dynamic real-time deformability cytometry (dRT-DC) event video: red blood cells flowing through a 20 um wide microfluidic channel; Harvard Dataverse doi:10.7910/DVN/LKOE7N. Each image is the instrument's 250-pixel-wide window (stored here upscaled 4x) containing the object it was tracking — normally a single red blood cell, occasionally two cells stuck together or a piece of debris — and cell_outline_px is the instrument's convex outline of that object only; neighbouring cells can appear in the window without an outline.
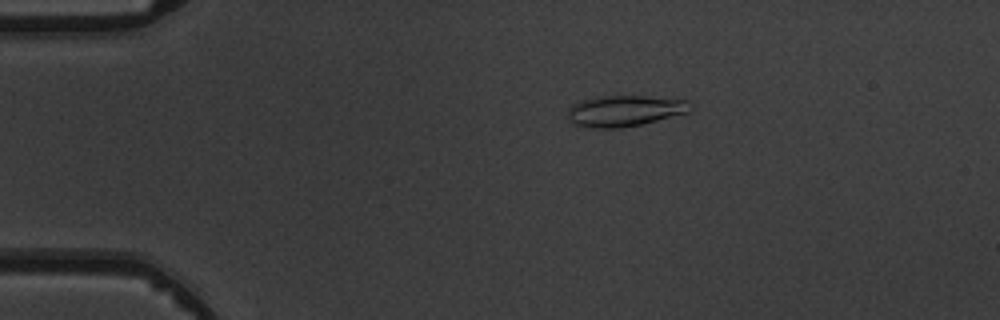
{"species": "common noctule bat (a hibernating species)", "species_latin": "Nyctalus noctula", "temperature_condition": "warm", "stored_images_in_passage": 3, "camera_frame_rate_fps": 3000, "um_per_image_px": 0.085, "animal": {"sex": "male", "body_mass_g": 19.5, "forearm_length_mm": 54.6}, "frame": {"image": 1, "passage_image": 1, "time_ms": 0.0, "image_size_px": [1000, 320], "cell_outline_px": [[688, 112], [640, 124], [620, 128], [596, 128], [572, 124], [568, 120], [568, 108], [572, 104], [580, 100], [596, 96], [648, 96], [688, 100]], "centroid_in_image_um": [53.0, 9.41], "position_along_channel_um": 32.0, "area_um2": 22.02}}